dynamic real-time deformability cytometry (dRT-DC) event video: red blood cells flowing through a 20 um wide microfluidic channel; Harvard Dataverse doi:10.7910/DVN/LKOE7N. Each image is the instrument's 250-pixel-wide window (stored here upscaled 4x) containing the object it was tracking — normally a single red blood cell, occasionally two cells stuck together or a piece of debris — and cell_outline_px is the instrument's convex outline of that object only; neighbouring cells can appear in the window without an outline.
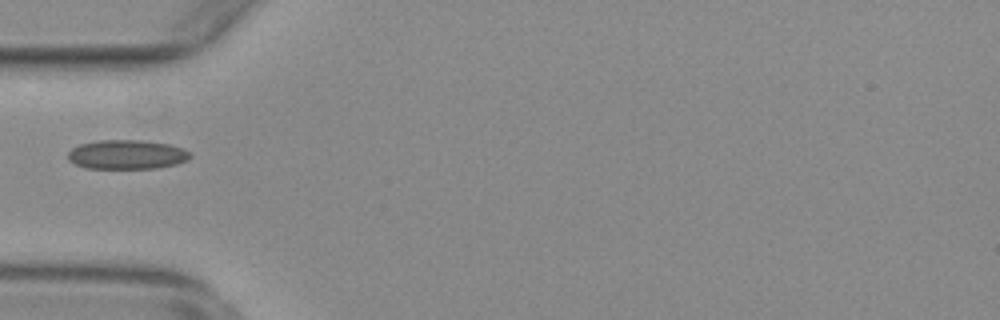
{"species": "common noctule bat (a hibernating species)", "species_latin": "Nyctalus noctula", "temperature_condition": "warm", "stored_images_in_passage": 31, "camera_frame_rate_fps": 3000, "um_per_image_px": 0.085, "animal": {"sex": "female", "body_mass_g": 29.2, "forearm_length_mm": 56.3}, "frame": {"image": 1, "passage_image": 1, "time_ms": 0.0, "image_size_px": [1000, 320], "cell_outline_px": [[192, 156], [188, 160], [176, 164], [156, 168], [84, 168], [68, 160], [68, 152], [72, 148], [80, 144], [96, 140], [144, 140], [172, 144], [184, 148]], "centroid_in_image_um": [10.8, 13.12], "position_along_channel_um": 74.2, "area_um2": 21.04}}
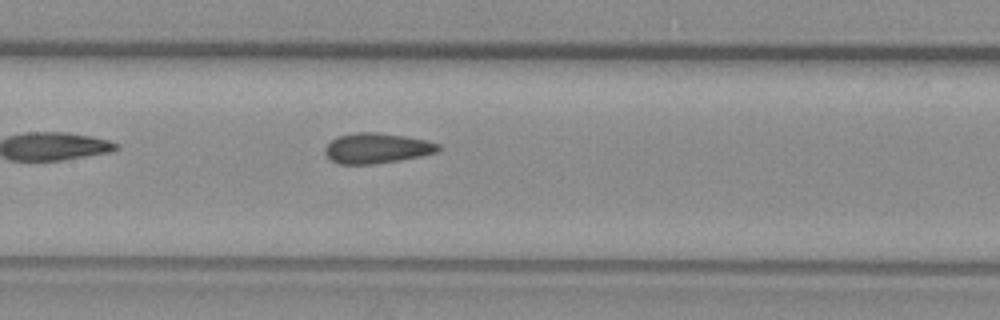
{"frame": {"image": 2, "passage_image": 9, "time_ms": 2.667, "image_size_px": [1000, 320], "cell_outline_px": [[440, 152], [400, 160], [376, 164], [340, 164], [332, 160], [324, 152], [324, 148], [336, 136], [356, 132], [380, 132], [404, 136], [424, 140], [440, 144]], "centroid_in_image_um": [32.03, 12.59], "position_along_channel_um": 175.4, "area_um2": 20.06}}
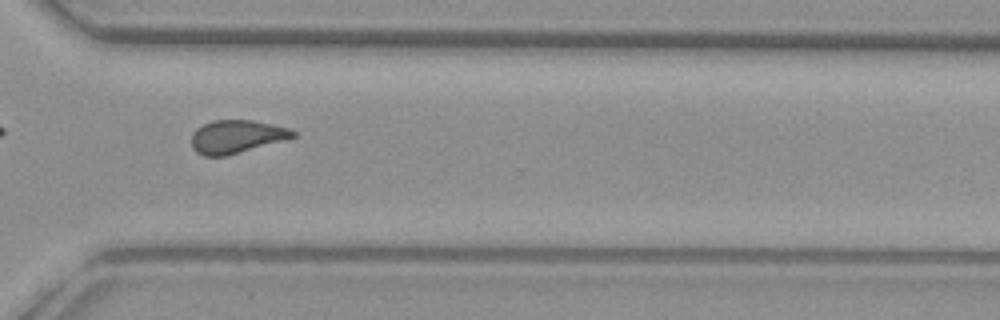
{"frame": {"image": 3, "passage_image": 23, "time_ms": 7.333, "image_size_px": [1000, 320], "cell_outline_px": [[296, 136], [284, 140], [224, 156], [204, 156], [196, 152], [192, 148], [192, 132], [196, 128], [212, 120], [252, 120], [288, 128], [296, 132]], "centroid_in_image_um": [20.06, 11.61], "position_along_channel_um": 350.5, "area_um2": 19.36}}